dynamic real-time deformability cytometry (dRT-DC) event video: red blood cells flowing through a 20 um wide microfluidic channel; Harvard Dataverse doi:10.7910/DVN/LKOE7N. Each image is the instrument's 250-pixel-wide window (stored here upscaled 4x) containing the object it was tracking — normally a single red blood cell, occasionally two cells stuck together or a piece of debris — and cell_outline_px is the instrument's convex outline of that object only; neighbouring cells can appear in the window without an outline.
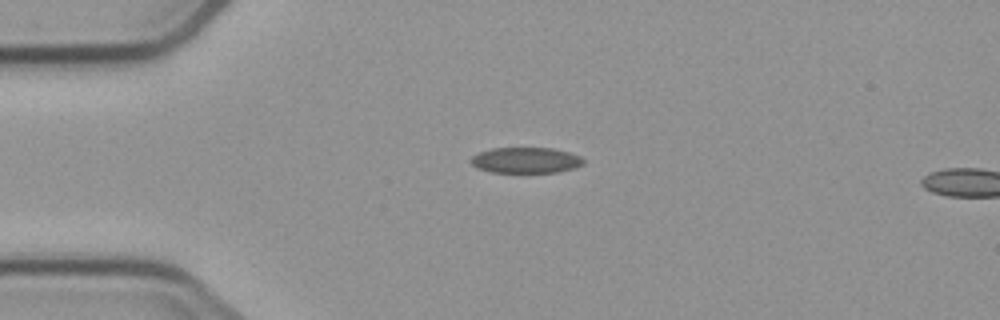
{"species": "common noctule bat (a hibernating species)", "species_latin": "Nyctalus noctula", "temperature_condition": "cold", "stored_images_in_passage": 2, "camera_frame_rate_fps": 3000, "um_per_image_px": 0.085, "animal": {"sex": "male", "body_mass_g": 23.1, "forearm_length_mm": 52.7}, "frame": {"image": 1, "passage_image": 1, "time_ms": 0.0, "image_size_px": [1000, 320], "cell_outline_px": [[584, 164], [572, 168], [556, 172], [492, 172], [476, 168], [468, 160], [472, 156], [480, 152], [492, 148], [552, 148], [568, 152], [580, 156], [584, 160]], "centroid_in_image_um": [44.66, 13.61], "position_along_channel_um": 40.3, "area_um2": 16.82}}